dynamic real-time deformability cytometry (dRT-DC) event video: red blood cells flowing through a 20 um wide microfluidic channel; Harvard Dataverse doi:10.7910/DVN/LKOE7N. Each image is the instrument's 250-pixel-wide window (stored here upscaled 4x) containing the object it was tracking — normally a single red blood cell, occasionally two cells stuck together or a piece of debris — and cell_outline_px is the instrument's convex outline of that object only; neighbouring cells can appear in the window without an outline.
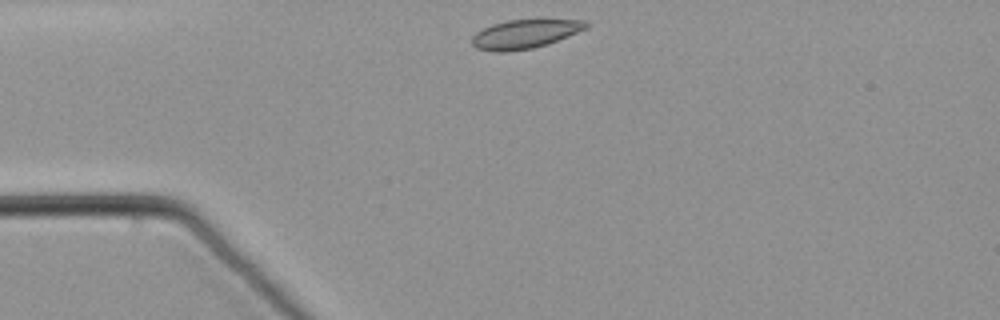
{"species": "common noctule bat (a hibernating species)", "species_latin": "Nyctalus noctula", "temperature_condition": "warm", "stored_images_in_passage": 44, "camera_frame_rate_fps": 3000, "um_per_image_px": 0.085, "animal": {"sex": "male", "body_mass_g": 21.5, "forearm_length_mm": 52.0}, "frame": {"image": 1, "passage_image": 1, "time_ms": 0.0, "image_size_px": [1000, 320], "cell_outline_px": [[592, 24], [588, 28], [548, 44], [532, 48], [508, 52], [496, 52], [476, 48], [472, 44], [472, 36], [476, 32], [492, 24], [508, 20], [588, 20]], "centroid_in_image_um": [44.64, 2.89], "position_along_channel_um": 40.4, "area_um2": 19.25}}
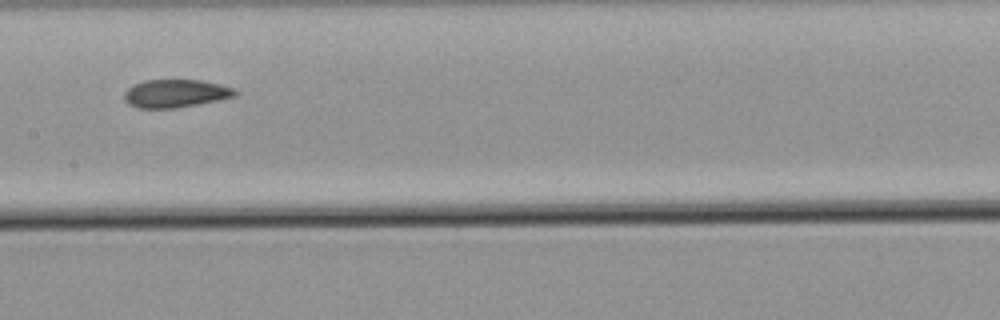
{"frame": {"image": 2, "passage_image": 16, "time_ms": 5.0, "image_size_px": [1000, 320], "cell_outline_px": [[236, 96], [220, 100], [176, 108], [136, 108], [128, 104], [124, 100], [124, 92], [132, 84], [144, 80], [200, 80], [220, 84], [232, 88], [236, 92]], "centroid_in_image_um": [14.88, 7.95], "position_along_channel_um": 192.5, "area_um2": 18.21}}
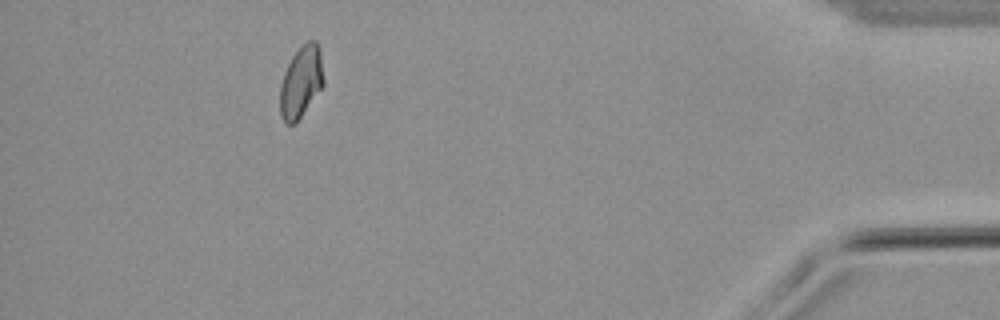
{"frame": {"image": 3, "passage_image": 39, "time_ms": 12.667, "image_size_px": [1000, 320], "cell_outline_px": [[324, 84], [296, 124], [284, 124], [280, 116], [280, 84], [284, 72], [292, 56], [308, 40], [316, 40], [320, 48], [324, 80]], "centroid_in_image_um": [25.58, 6.99], "position_along_channel_um": 409.6, "area_um2": 18.32}}